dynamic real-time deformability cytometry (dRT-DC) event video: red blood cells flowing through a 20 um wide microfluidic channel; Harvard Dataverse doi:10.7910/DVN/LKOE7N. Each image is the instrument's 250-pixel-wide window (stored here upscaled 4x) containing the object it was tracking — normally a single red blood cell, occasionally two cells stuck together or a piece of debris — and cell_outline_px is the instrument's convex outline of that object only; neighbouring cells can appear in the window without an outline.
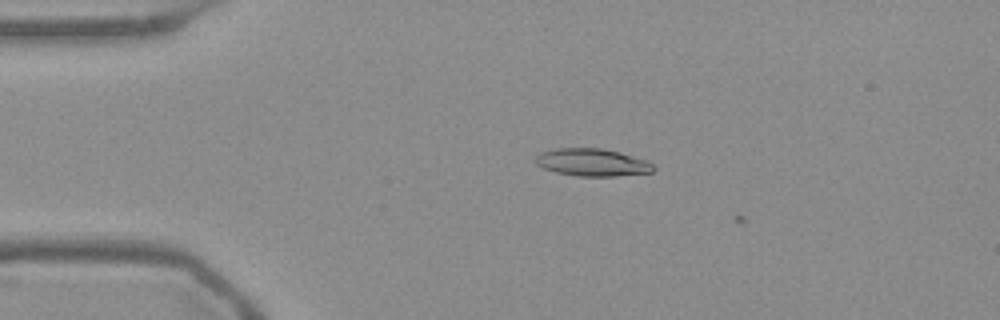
{"species": "Egyptian fruit bat (a non-hibernating species)", "species_latin": "Rousettus aegyptiacus", "temperature_condition": "warm", "stored_images_in_passage": 8, "camera_frame_rate_fps": 3000, "um_per_image_px": 0.085, "frame": {"image": 1, "passage_image": 6, "time_ms": 1.667, "image_size_px": [1000, 320], "cell_outline_px": [[656, 168], [652, 172], [616, 176], [576, 176], [556, 172], [544, 168], [536, 164], [536, 156], [540, 152], [556, 148], [604, 148], [620, 152], [648, 160]], "centroid_in_image_um": [50.36, 13.8], "position_along_channel_um": 34.6, "area_um2": 19.02}}